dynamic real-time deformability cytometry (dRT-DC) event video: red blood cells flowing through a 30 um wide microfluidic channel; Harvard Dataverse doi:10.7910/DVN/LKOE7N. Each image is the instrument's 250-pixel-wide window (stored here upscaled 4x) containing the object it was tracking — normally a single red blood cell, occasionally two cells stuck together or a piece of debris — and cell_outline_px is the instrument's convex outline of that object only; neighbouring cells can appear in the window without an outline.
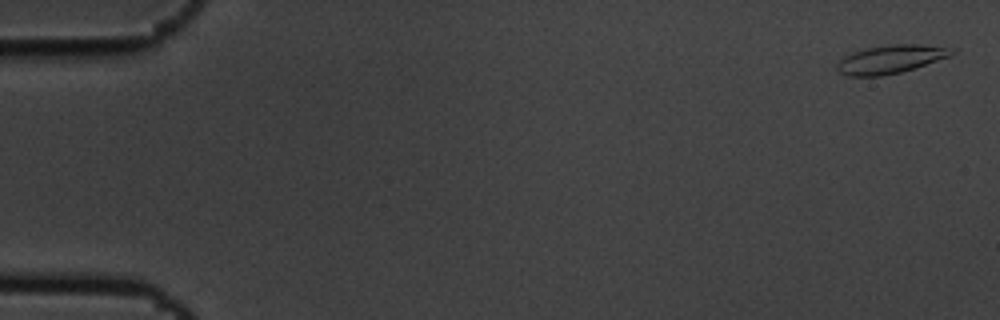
{"species": "common noctule bat (a hibernating species)", "species_latin": "Nyctalus noctula", "temperature_condition": "cold", "stored_images_in_passage": 15, "camera_frame_rate_fps": 3000, "um_per_image_px": 0.085, "animal": {"sex": "male", "body_mass_g": 19.5, "forearm_length_mm": 54.6}, "frame": {"image": 1, "passage_image": 1, "time_ms": 0.0, "image_size_px": [1000, 320], "cell_outline_px": [[956, 52], [952, 56], [900, 72], [880, 76], [848, 76], [840, 72], [836, 68], [840, 60], [844, 56], [852, 52], [868, 48], [892, 44], [920, 44], [944, 48]], "centroid_in_image_um": [75.67, 5.04], "position_along_channel_um": 9.3, "area_um2": 18.55}}
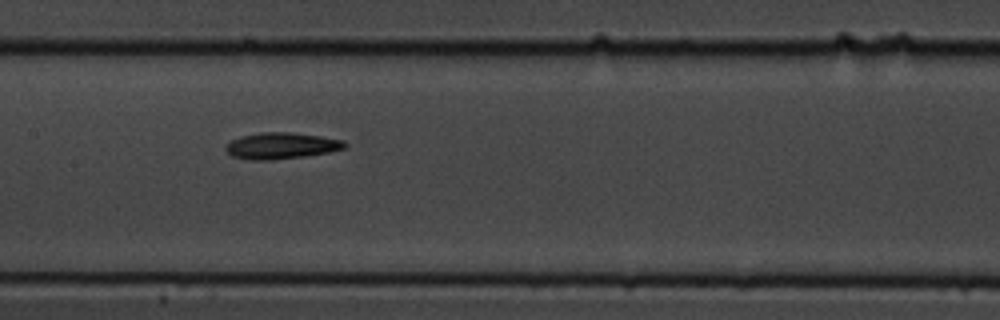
{"frame": {"image": 2, "passage_image": 8, "time_ms": 2.333, "image_size_px": [1000, 320], "cell_outline_px": [[348, 144], [344, 148], [328, 152], [304, 156], [272, 160], [248, 160], [232, 156], [224, 148], [232, 140], [240, 136], [260, 132], [292, 132], [320, 136], [344, 140]], "centroid_in_image_um": [23.9, 12.38], "position_along_channel_um": 183.5, "area_um2": 18.26}}
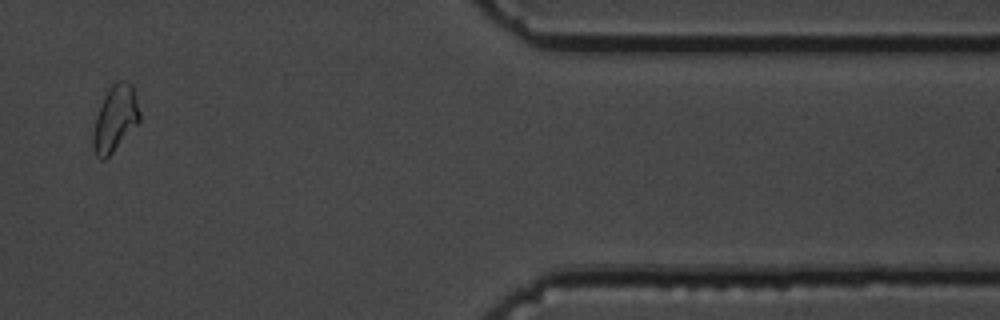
{"frame": {"image": 3, "passage_image": 13, "time_ms": 4.0, "image_size_px": [1000, 320], "cell_outline_px": [[140, 120], [112, 152], [104, 160], [100, 160], [96, 156], [92, 148], [92, 136], [96, 116], [104, 96], [112, 84], [116, 80], [124, 80], [132, 84], [140, 112]], "centroid_in_image_um": [9.77, 10.07], "position_along_channel_um": 401.6, "area_um2": 17.74}}